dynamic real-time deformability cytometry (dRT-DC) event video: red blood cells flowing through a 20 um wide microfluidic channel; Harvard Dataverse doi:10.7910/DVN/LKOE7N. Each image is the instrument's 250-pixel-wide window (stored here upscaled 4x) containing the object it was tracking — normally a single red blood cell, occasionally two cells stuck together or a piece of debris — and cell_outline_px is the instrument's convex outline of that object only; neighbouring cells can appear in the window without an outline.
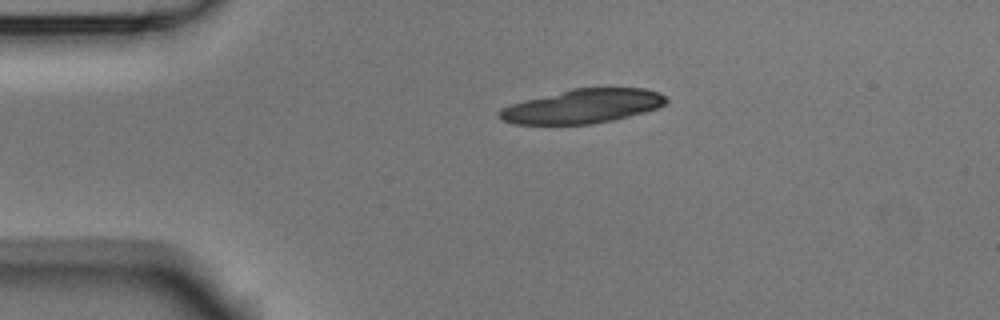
{"species": "Egyptian fruit bat (a non-hibernating species)", "species_latin": "Rousettus aegyptiacus", "temperature_condition": "room temperature", "stored_images_in_passage": 2, "camera_frame_rate_fps": 3000, "um_per_image_px": 0.085, "animal": {"sex": "male"}, "frame": {"image": 1, "passage_image": 1, "time_ms": 0.0, "image_size_px": [1000, 320], "cell_outline_px": [[668, 104], [660, 108], [612, 120], [592, 124], [512, 124], [496, 116], [496, 112], [500, 108], [524, 100], [572, 88], [644, 88], [660, 92], [668, 100]], "centroid_in_image_um": [49.53, 9.03], "position_along_channel_um": 35.5, "area_um2": 33.29}}